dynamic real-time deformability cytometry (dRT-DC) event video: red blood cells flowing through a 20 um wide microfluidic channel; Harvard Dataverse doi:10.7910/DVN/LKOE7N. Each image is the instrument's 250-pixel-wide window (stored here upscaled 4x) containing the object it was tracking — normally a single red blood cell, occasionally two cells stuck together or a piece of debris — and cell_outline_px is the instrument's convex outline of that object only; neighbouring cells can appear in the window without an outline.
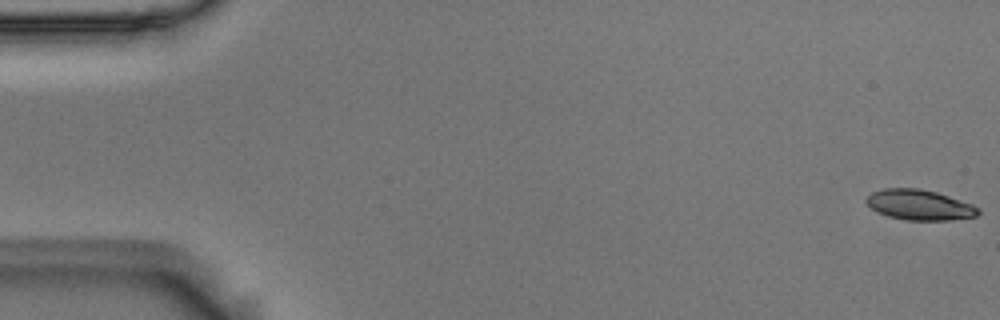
{"species": "Egyptian fruit bat (a non-hibernating species)", "species_latin": "Rousettus aegyptiacus", "temperature_condition": "room temperature", "stored_images_in_passage": 57, "camera_frame_rate_fps": 3000, "um_per_image_px": 0.085, "animal": {"sex": "male"}, "frame": {"image": 1, "passage_image": 1, "time_ms": 0.0, "image_size_px": [1000, 320], "cell_outline_px": [[980, 212], [976, 216], [948, 220], [908, 220], [888, 216], [872, 208], [864, 200], [872, 192], [884, 188], [920, 188], [936, 192], [972, 204], [980, 208]], "centroid_in_image_um": [78.16, 17.41], "position_along_channel_um": 6.8, "area_um2": 19.59}}
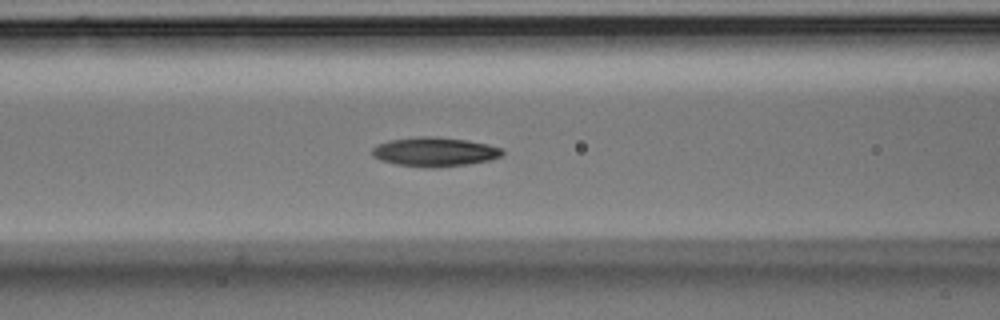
{"frame": {"image": 2, "passage_image": 23, "time_ms": 7.333, "image_size_px": [1000, 320], "cell_outline_px": [[504, 152], [500, 156], [488, 160], [468, 164], [436, 168], [432, 168], [396, 164], [380, 160], [372, 156], [372, 148], [376, 144], [392, 140], [420, 136], [432, 136], [468, 140], [488, 144], [500, 148]], "centroid_in_image_um": [36.92, 12.9], "position_along_channel_um": 129.7, "area_um2": 22.08}}
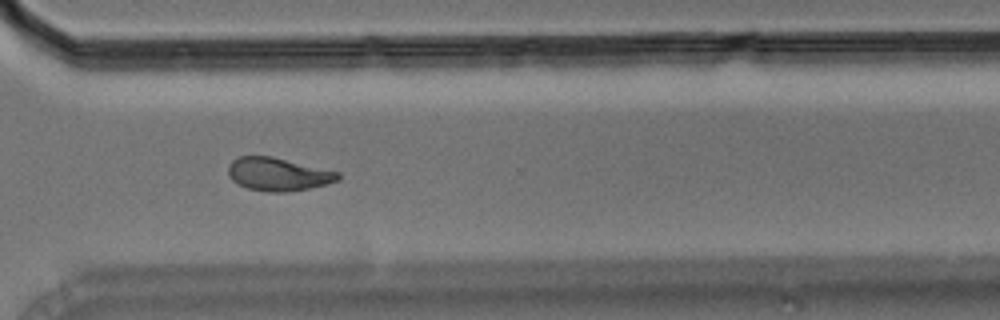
{"frame": {"image": 3, "passage_image": 41, "time_ms": 13.333, "image_size_px": [1000, 320], "cell_outline_px": [[340, 180], [328, 184], [308, 188], [284, 192], [268, 192], [248, 188], [236, 184], [228, 176], [228, 164], [236, 156], [272, 156], [340, 172]], "centroid_in_image_um": [23.62, 14.8], "position_along_channel_um": 347.0, "area_um2": 21.39}, "authors_computed_cell_mechanics": {"area_um2": 21.1548, "velocity_mm_per_s": 3.6288, "shape_relaxation_time_tau1_ms": 6.7354, "shape_relaxation_time_tau2_ms": 5.4382, "deformation_change_tau1": 0.1674, "deformation_change_tau2": 0.1283}}